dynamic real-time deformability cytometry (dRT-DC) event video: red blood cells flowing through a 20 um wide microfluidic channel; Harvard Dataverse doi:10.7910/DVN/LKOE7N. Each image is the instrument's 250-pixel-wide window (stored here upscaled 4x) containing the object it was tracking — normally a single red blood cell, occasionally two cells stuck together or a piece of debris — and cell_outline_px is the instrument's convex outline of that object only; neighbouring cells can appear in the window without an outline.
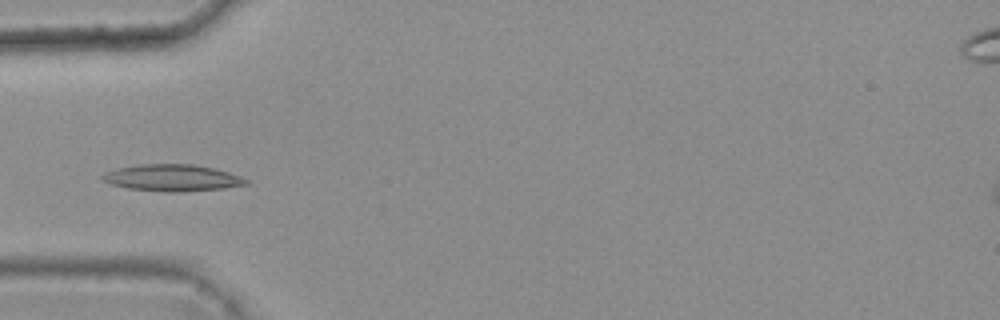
{"species": "common noctule bat (a hibernating species)", "species_latin": "Nyctalus noctula", "temperature_condition": "warm", "stored_images_in_passage": 4, "camera_frame_rate_fps": 3000, "um_per_image_px": 0.085, "animal": {"sex": "female", "body_mass_g": 25.1}, "frame": {"image": 1, "passage_image": 4, "time_ms": 1.0, "image_size_px": [1000, 320], "cell_outline_px": [[252, 184], [224, 188], [180, 192], [164, 192], [128, 188], [112, 184], [100, 180], [100, 176], [104, 172], [116, 168], [140, 164], [192, 164], [212, 168], [228, 172], [240, 176], [248, 180]], "centroid_in_image_um": [14.62, 15.12], "position_along_channel_um": 70.4, "area_um2": 22.48}}